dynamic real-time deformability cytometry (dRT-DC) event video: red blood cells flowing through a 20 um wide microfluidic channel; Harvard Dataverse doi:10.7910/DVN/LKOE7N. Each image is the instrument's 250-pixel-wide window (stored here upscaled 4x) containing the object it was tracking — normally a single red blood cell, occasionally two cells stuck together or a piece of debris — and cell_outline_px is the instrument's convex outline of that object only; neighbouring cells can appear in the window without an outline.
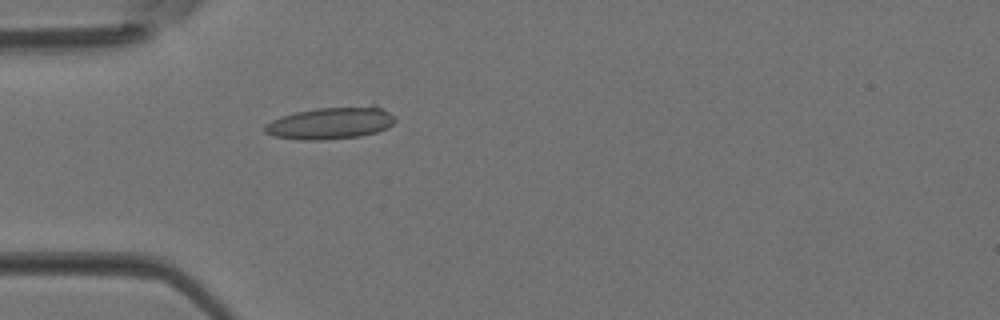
{"species": "Egyptian fruit bat (a non-hibernating species)", "species_latin": "Rousettus aegyptiacus", "temperature_condition": "room temperature", "stored_images_in_passage": 32, "camera_frame_rate_fps": 3000, "um_per_image_px": 0.085, "animal": {"sex": "female"}, "frame": {"image": 1, "passage_image": 2, "time_ms": 0.333, "image_size_px": [1000, 320], "cell_outline_px": [[396, 120], [388, 128], [376, 132], [360, 136], [320, 140], [300, 140], [272, 136], [264, 132], [264, 124], [280, 116], [296, 112], [316, 108], [372, 104], [376, 104], [388, 112]], "centroid_in_image_um": [28.1, 10.44], "position_along_channel_um": 56.9, "area_um2": 24.8}}
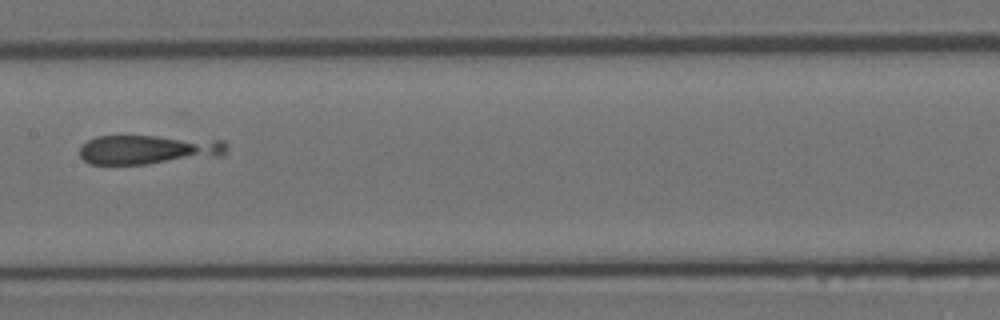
{"frame": {"image": 2, "passage_image": 11, "time_ms": 3.333, "image_size_px": [1000, 320], "cell_outline_px": [[228, 148], [224, 156], [148, 164], [88, 164], [80, 156], [80, 148], [88, 140], [96, 136], [156, 136], [224, 140], [228, 144]], "centroid_in_image_um": [12.67, 12.72], "position_along_channel_um": 194.7, "area_um2": 25.43}}
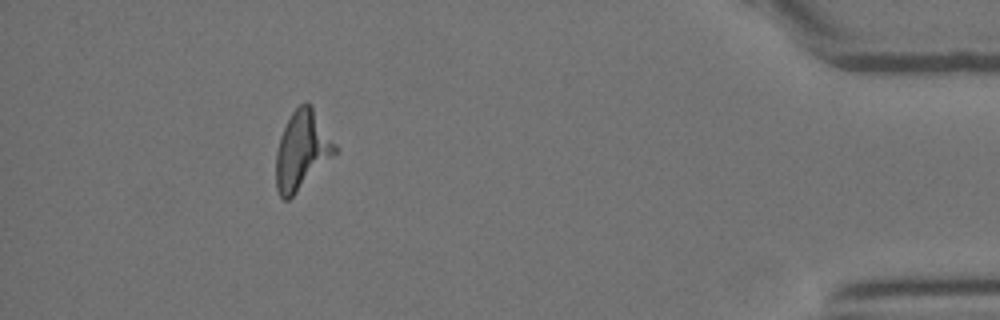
{"frame": {"image": 3, "passage_image": 28, "time_ms": 9.0, "image_size_px": [1000, 320], "cell_outline_px": [[336, 152], [288, 200], [284, 200], [280, 196], [276, 188], [276, 152], [280, 136], [292, 112], [304, 100], [308, 100], [312, 104], [336, 144]], "centroid_in_image_um": [25.65, 12.72], "position_along_channel_um": 409.6, "area_um2": 26.65}}